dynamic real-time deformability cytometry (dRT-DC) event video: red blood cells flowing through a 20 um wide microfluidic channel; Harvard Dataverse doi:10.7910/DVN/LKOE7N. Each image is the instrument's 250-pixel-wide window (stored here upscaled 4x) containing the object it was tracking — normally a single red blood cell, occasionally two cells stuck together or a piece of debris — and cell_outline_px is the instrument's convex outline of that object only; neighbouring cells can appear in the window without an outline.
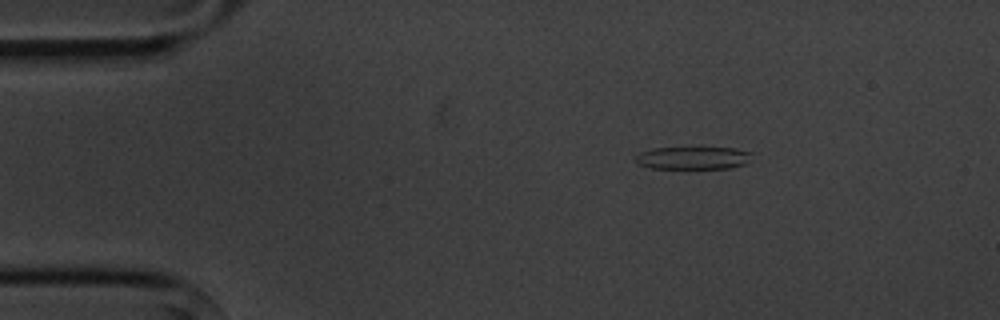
{"species": "common noctule bat (a hibernating species)", "species_latin": "Nyctalus noctula", "temperature_condition": "cold", "stored_images_in_passage": 4, "camera_frame_rate_fps": 3000, "um_per_image_px": 0.085, "animal": {"sex": "male", "body_mass_g": 20.1, "forearm_length_mm": 53.5}, "frame": {"image": 1, "passage_image": 2, "time_ms": 2.0, "image_size_px": [1000, 320], "cell_outline_px": [[756, 152], [744, 164], [728, 168], [648, 168], [636, 164], [636, 156], [640, 152], [652, 148], [736, 148]], "centroid_in_image_um": [58.92, 13.42], "position_along_channel_um": 26.1, "area_um2": 15.43}}
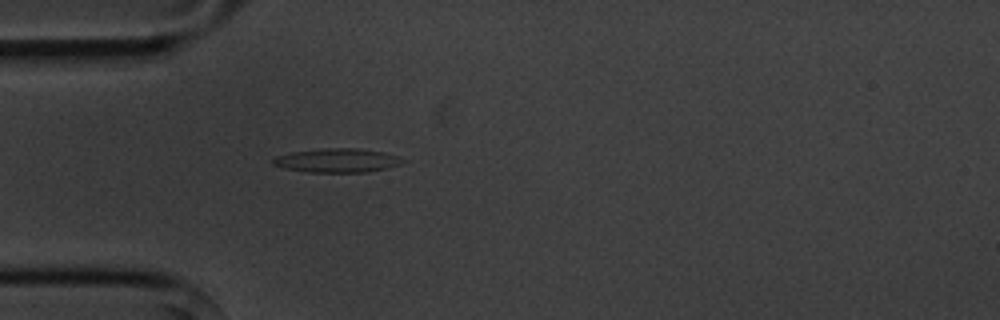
{"frame": {"image": 2, "passage_image": 4, "time_ms": 4.333, "image_size_px": [1000, 320], "cell_outline_px": [[408, 160], [400, 164], [388, 168], [368, 172], [308, 172], [284, 168], [272, 164], [272, 160], [276, 156], [292, 152], [320, 148], [360, 148], [384, 152]], "centroid_in_image_um": [28.68, 13.63], "position_along_channel_um": 56.3, "area_um2": 18.21}}